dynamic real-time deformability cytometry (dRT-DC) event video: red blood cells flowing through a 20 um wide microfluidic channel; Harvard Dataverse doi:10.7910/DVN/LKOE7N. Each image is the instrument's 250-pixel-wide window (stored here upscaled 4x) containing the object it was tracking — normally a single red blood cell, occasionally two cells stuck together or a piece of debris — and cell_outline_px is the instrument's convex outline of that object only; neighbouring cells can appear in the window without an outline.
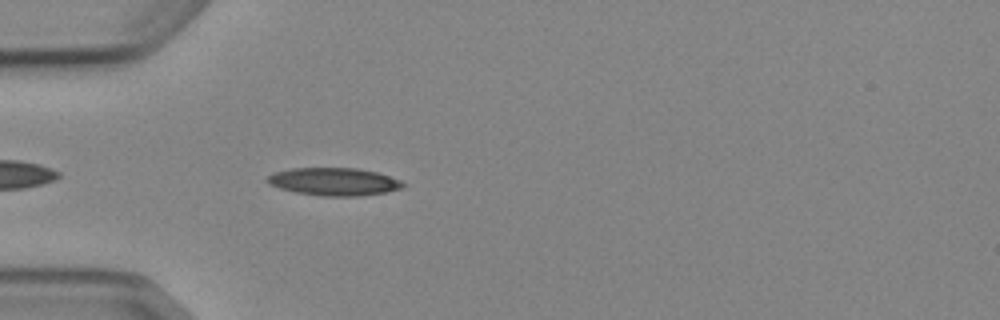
{"species": "Egyptian fruit bat (a non-hibernating species)", "species_latin": "Rousettus aegyptiacus", "temperature_condition": "cold", "stored_images_in_passage": 5, "camera_frame_rate_fps": 3000, "um_per_image_px": 0.085, "animal": {"sex": "female"}, "frame": {"image": 1, "passage_image": 5, "time_ms": 4.667, "image_size_px": [1000, 320], "cell_outline_px": [[408, 184], [404, 188], [388, 192], [360, 196], [324, 196], [296, 192], [280, 188], [268, 184], [264, 180], [268, 176], [276, 172], [292, 168], [356, 168], [376, 172], [400, 180]], "centroid_in_image_um": [28.42, 15.44], "position_along_channel_um": 56.6, "area_um2": 22.02}}